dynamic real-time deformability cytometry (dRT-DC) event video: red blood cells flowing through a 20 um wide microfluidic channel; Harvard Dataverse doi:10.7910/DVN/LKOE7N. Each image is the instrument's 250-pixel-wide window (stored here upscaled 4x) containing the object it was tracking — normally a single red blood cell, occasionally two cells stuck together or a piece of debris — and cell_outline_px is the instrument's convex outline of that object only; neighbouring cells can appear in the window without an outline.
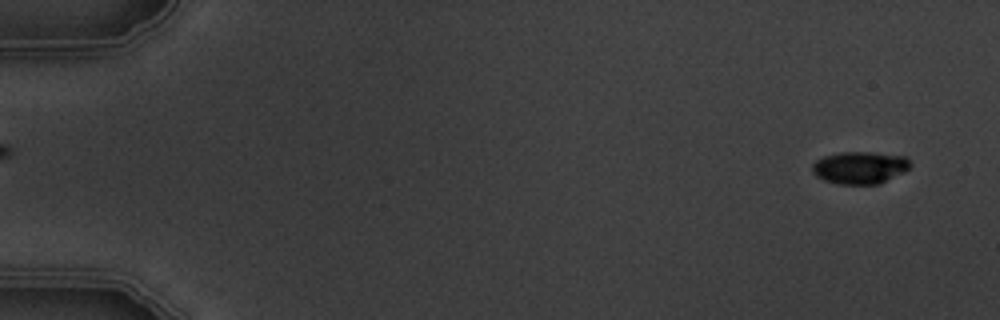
{"species": "common noctule bat (a hibernating species)", "species_latin": "Nyctalus noctula", "temperature_condition": "warm", "stored_images_in_passage": 5, "segment_of_instrument_passage": [2, 2], "camera_frame_rate_fps": 3000, "um_per_image_px": 0.085, "animal": {"sex": "male", "body_mass_g": 19.5, "forearm_length_mm": 54.6}, "frame": {"image": 1, "passage_image": 5, "time_ms": 5.667, "image_size_px": [1000, 320], "cell_outline_px": [[912, 164], [904, 172], [880, 184], [840, 184], [824, 180], [816, 176], [812, 172], [812, 164], [816, 160], [824, 156], [840, 152], [872, 152], [904, 156]], "centroid_in_image_um": [73.08, 14.25], "position_along_channel_um": 11.9, "area_um2": 18.5}}